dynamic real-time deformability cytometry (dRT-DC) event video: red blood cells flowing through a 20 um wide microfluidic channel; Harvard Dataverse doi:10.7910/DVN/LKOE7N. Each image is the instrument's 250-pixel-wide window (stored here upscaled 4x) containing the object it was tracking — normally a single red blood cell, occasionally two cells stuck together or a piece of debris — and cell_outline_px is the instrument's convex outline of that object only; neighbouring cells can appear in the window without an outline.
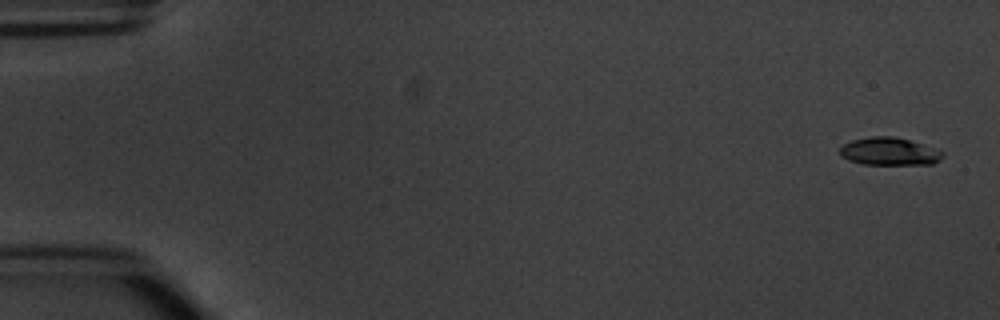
{"species": "common noctule bat (a hibernating species)", "species_latin": "Nyctalus noctula", "temperature_condition": "warm", "stored_images_in_passage": 5, "camera_frame_rate_fps": 3000, "um_per_image_px": 0.085, "animal": {"sex": "male", "body_mass_g": 20.1, "forearm_length_mm": 53.5}, "frame": {"image": 1, "passage_image": 1, "time_ms": 0.0, "image_size_px": [1000, 320], "cell_outline_px": [[944, 156], [940, 160], [932, 164], [864, 164], [848, 160], [840, 156], [840, 148], [844, 144], [852, 140], [872, 136], [892, 136], [924, 144], [944, 152]], "centroid_in_image_um": [75.6, 12.87], "position_along_channel_um": 9.4, "area_um2": 16.59}}
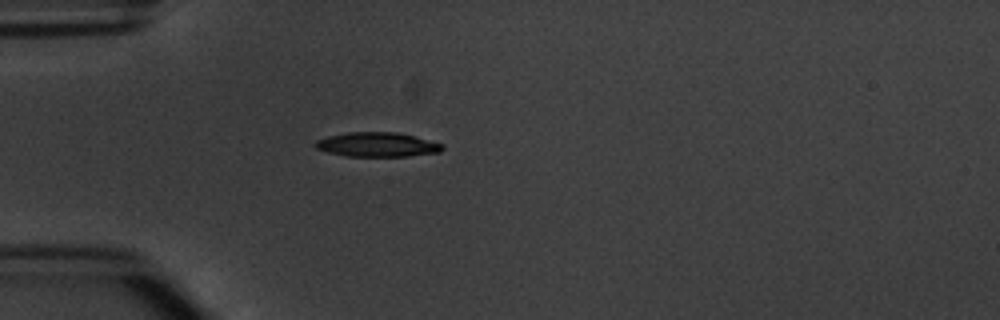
{"frame": {"image": 2, "passage_image": 5, "time_ms": 4.667, "image_size_px": [1000, 320], "cell_outline_px": [[444, 148], [440, 152], [408, 156], [344, 156], [328, 152], [316, 148], [312, 144], [316, 140], [328, 136], [348, 132], [396, 132], [444, 144]], "centroid_in_image_um": [32.04, 12.29], "position_along_channel_um": 53.0, "area_um2": 18.03}}